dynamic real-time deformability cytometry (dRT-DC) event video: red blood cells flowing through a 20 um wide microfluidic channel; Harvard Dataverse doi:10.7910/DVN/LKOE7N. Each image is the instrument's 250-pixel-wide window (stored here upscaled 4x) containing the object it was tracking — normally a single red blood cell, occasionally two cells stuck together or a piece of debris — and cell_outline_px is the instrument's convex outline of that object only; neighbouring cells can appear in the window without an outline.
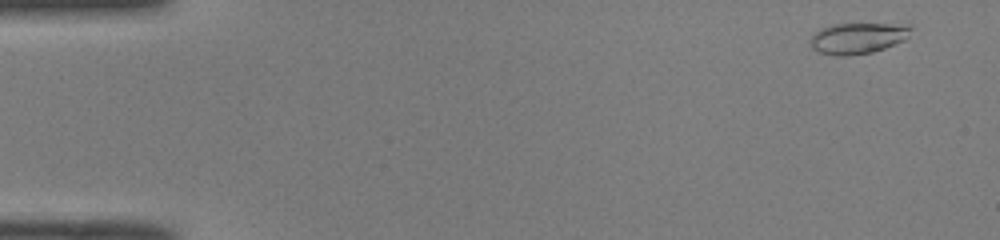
{"species": "common noctule bat (a hibernating species)", "species_latin": "Nyctalus noctula", "temperature_condition": "room temperature", "stored_images_in_passage": 49, "camera_frame_rate_fps": 3000, "um_per_image_px": 0.085, "animal": {"sex": "male", "body_mass_g": 19.0, "forearm_length_mm": 50.8}, "frame": {"image": 1, "passage_image": 2, "time_ms": 0.333, "image_size_px": [1000, 240], "cell_outline_px": [[912, 28], [908, 36], [904, 40], [884, 48], [872, 52], [844, 56], [836, 56], [820, 52], [812, 48], [808, 40], [820, 28], [832, 24], [912, 24]], "centroid_in_image_um": [72.9, 3.23], "position_along_channel_um": 12.1, "area_um2": 18.21}}
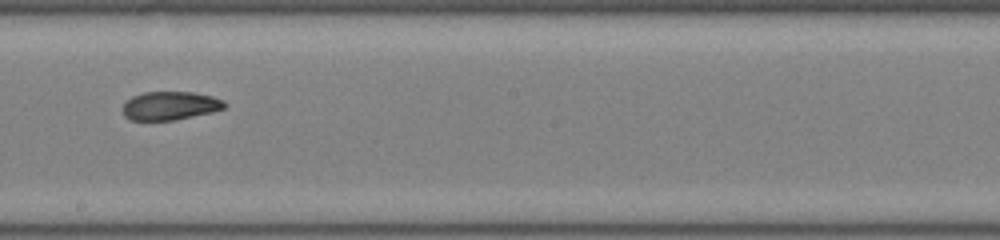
{"frame": {"image": 2, "passage_image": 28, "time_ms": 9.0, "image_size_px": [1000, 240], "cell_outline_px": [[228, 104], [224, 108], [212, 112], [172, 120], [128, 120], [124, 116], [124, 104], [132, 96], [144, 92], [192, 92], [212, 96], [224, 100]], "centroid_in_image_um": [14.47, 8.98], "position_along_channel_um": 233.7, "area_um2": 16.82}}
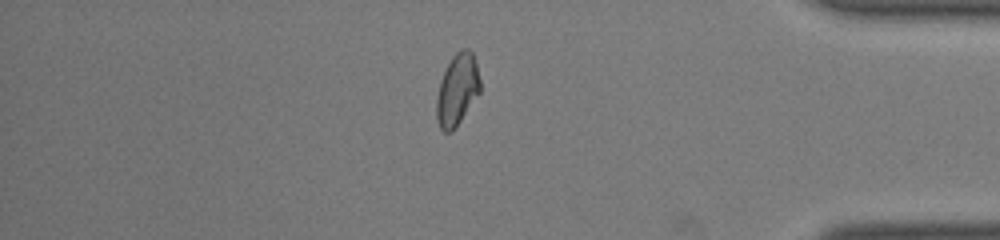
{"frame": {"image": 3, "passage_image": 42, "time_ms": 13.667, "image_size_px": [1000, 240], "cell_outline_px": [[480, 92], [452, 132], [444, 132], [440, 128], [436, 120], [436, 100], [440, 80], [452, 56], [456, 52], [464, 48], [468, 48], [472, 52], [476, 64], [480, 80]], "centroid_in_image_um": [38.85, 7.63], "position_along_channel_um": 396.4, "area_um2": 18.09}, "authors_computed_cell_mechanics": {"area_um2": 18.0336, "velocity_mm_per_s": 4.0886, "shape_relaxation_time_tau1_ms": 9.978, "shape_relaxation_time_tau2_ms": 1.8456, "deformation_change_tau1": 0.2697, "deformation_change_tau2": 0.0713}}